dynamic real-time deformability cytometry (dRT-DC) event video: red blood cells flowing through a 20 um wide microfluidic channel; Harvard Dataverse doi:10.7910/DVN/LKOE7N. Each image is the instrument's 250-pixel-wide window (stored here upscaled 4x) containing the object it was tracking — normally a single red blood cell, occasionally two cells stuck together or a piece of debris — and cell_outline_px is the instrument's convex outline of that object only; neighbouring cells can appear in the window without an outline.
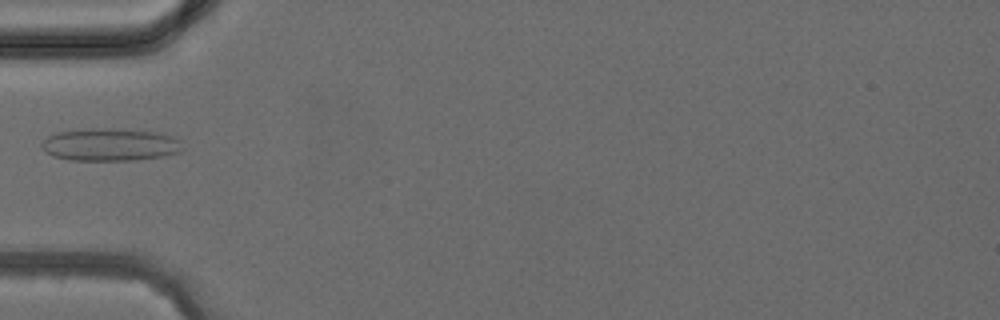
{"species": "common noctule bat (a hibernating species)", "species_latin": "Nyctalus noctula", "temperature_condition": "cold", "stored_images_in_passage": 3, "camera_frame_rate_fps": 3000, "um_per_image_px": 0.085, "animal": {"sex": "female", "body_mass_g": 24.6, "forearm_length_mm": 56.2}, "frame": {"image": 1, "passage_image": 3, "time_ms": 2.0, "image_size_px": [1000, 320], "cell_outline_px": [[184, 148], [180, 152], [164, 156], [136, 160], [68, 160], [52, 156], [44, 152], [40, 148], [40, 144], [48, 136], [60, 132], [88, 128], [112, 128], [156, 132], [172, 136], [180, 140]], "centroid_in_image_um": [9.35, 12.3], "position_along_channel_um": 75.7, "area_um2": 27.05}}